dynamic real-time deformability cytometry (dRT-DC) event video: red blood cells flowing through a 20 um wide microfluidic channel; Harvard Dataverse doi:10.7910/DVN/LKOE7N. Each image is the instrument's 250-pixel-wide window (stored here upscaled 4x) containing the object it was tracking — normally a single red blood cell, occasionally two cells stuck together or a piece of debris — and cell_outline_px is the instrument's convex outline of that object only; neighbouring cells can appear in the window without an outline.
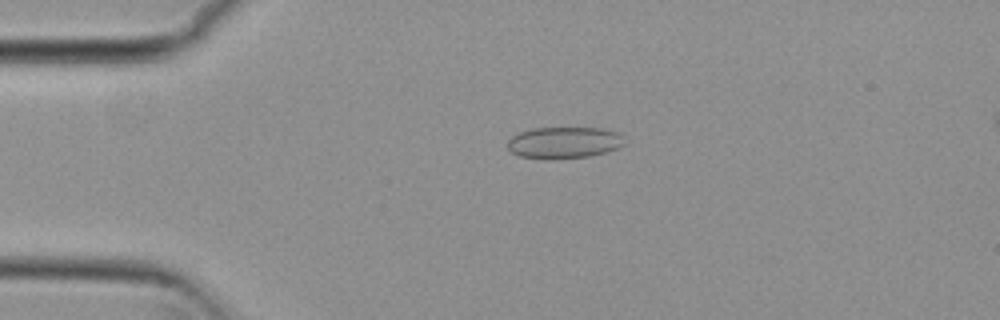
{"species": "common noctule bat (a hibernating species)", "species_latin": "Nyctalus noctula", "temperature_condition": "cold", "stored_images_in_passage": 54, "camera_frame_rate_fps": 3000, "um_per_image_px": 0.085, "animal": {"sex": "female", "body_mass_g": 29.2, "forearm_length_mm": 56.3}, "frame": {"image": 1, "passage_image": 12, "time_ms": 3.667, "image_size_px": [1000, 320], "cell_outline_px": [[624, 144], [616, 148], [604, 152], [588, 156], [556, 160], [548, 160], [520, 156], [512, 152], [508, 148], [508, 140], [512, 136], [520, 132], [532, 128], [600, 128], [616, 132], [620, 136]], "centroid_in_image_um": [47.88, 12.13], "position_along_channel_um": 37.1, "area_um2": 21.39}}
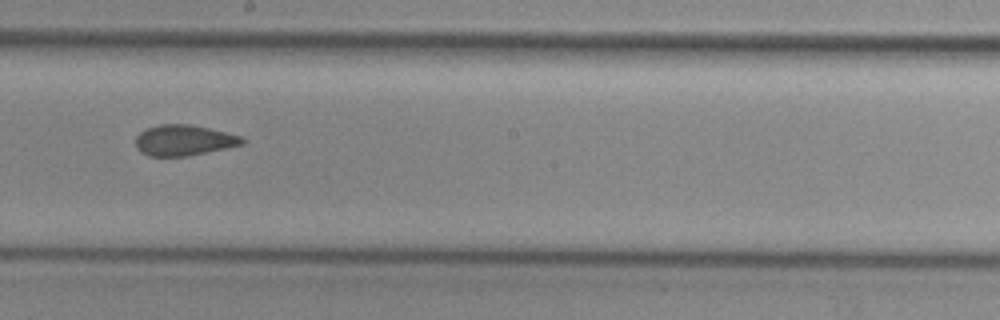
{"frame": {"image": 2, "passage_image": 30, "time_ms": 9.667, "image_size_px": [1000, 320], "cell_outline_px": [[248, 140], [244, 144], [188, 156], [148, 156], [140, 152], [136, 144], [136, 136], [144, 128], [160, 124], [188, 124], [208, 128], [244, 136]], "centroid_in_image_um": [15.65, 11.92], "position_along_channel_um": 232.6, "area_um2": 19.25}}
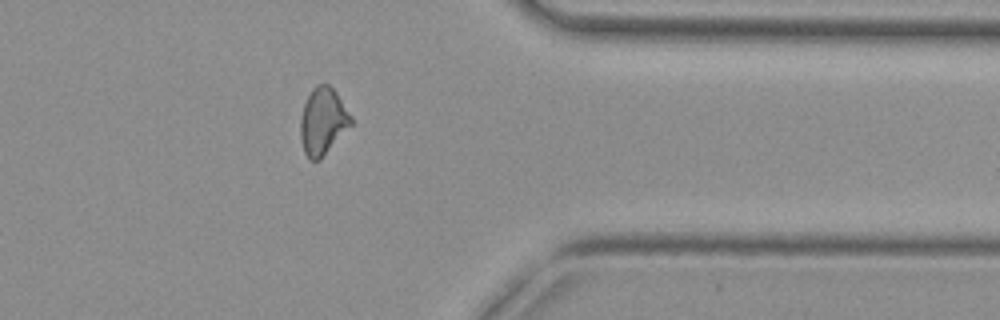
{"frame": {"image": 3, "passage_image": 43, "time_ms": 14.0, "image_size_px": [1000, 320], "cell_outline_px": [[352, 124], [320, 160], [308, 160], [304, 152], [300, 136], [300, 116], [304, 104], [312, 88], [316, 84], [328, 84], [336, 92], [352, 116]], "centroid_in_image_um": [27.43, 10.31], "position_along_channel_um": 384.0, "area_um2": 19.77}, "authors_computed_cell_mechanics": {"area_um2": 19.7965, "velocity_mm_per_s": 3.8165, "shape_relaxation_time_tau1_ms": null, "shape_relaxation_time_tau2_ms": 2.1636, "deformation_change_tau1": null, "deformation_change_tau2": 0.069}}